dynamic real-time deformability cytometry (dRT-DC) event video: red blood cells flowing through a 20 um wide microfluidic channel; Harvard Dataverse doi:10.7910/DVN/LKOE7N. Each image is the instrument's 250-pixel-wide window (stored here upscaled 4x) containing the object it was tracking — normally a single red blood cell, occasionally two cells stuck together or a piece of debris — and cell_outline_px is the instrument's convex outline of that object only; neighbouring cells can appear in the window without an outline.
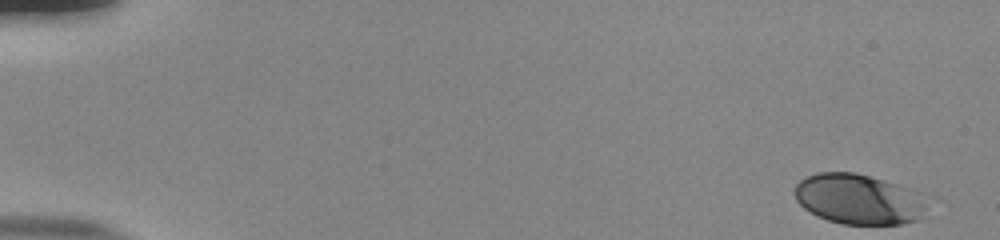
{"species": "human", "species_latin": "Homo sapiens", "temperature_condition": "room temperature", "stored_images_in_passage": 53, "camera_frame_rate_fps": 3000, "um_per_image_px": 0.085, "donor": {"sex": "male"}, "frame": {"image": 1, "passage_image": 1, "time_ms": 0.0, "image_size_px": [1000, 240], "cell_outline_px": [[932, 196], [920, 220], [900, 224], [840, 224], [816, 216], [804, 208], [796, 200], [796, 184], [804, 176], [820, 172], [856, 172], [912, 188], [924, 192]], "centroid_in_image_um": [73.09, 16.92], "position_along_channel_um": 11.9, "area_um2": 39.77}}
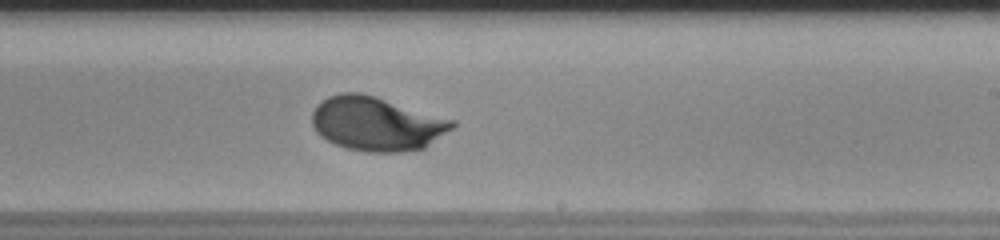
{"frame": {"image": 2, "passage_image": 33, "time_ms": 10.667, "image_size_px": [1000, 240], "cell_outline_px": [[456, 124], [452, 128], [424, 148], [404, 152], [368, 152], [348, 148], [336, 144], [320, 136], [316, 132], [312, 124], [312, 112], [316, 104], [320, 100], [328, 96], [340, 92], [360, 92], [376, 96], [456, 120]], "centroid_in_image_um": [32.0, 10.5], "position_along_channel_um": 257.0, "area_um2": 44.39}}
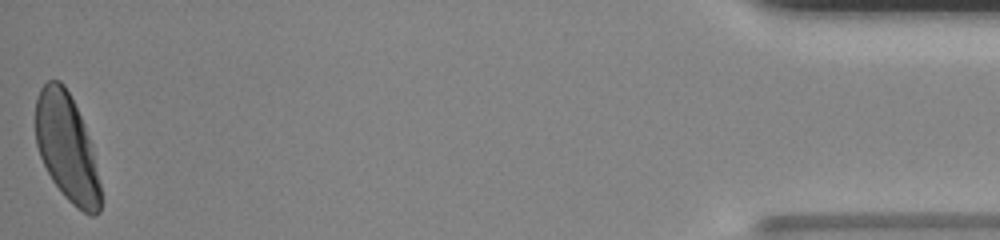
{"frame": {"image": 3, "passage_image": 53, "time_ms": 17.333, "image_size_px": [1000, 240], "cell_outline_px": [[100, 212], [96, 216], [92, 216], [76, 208], [64, 196], [52, 180], [40, 156], [36, 144], [36, 100], [40, 88], [48, 80], [60, 80], [64, 84], [80, 116], [88, 136], [100, 184]], "centroid_in_image_um": [5.66, 12.56], "position_along_channel_um": 429.5, "area_um2": 40.06}, "authors_computed_cell_mechanics": {"area_um2": 41.2692, "velocity_mm_per_s": 3.825, "shape_relaxation_time_tau1_ms": 2.9709, "shape_relaxation_time_tau2_ms": null, "deformation_change_tau1": 0.1682, "deformation_change_tau2": null}}